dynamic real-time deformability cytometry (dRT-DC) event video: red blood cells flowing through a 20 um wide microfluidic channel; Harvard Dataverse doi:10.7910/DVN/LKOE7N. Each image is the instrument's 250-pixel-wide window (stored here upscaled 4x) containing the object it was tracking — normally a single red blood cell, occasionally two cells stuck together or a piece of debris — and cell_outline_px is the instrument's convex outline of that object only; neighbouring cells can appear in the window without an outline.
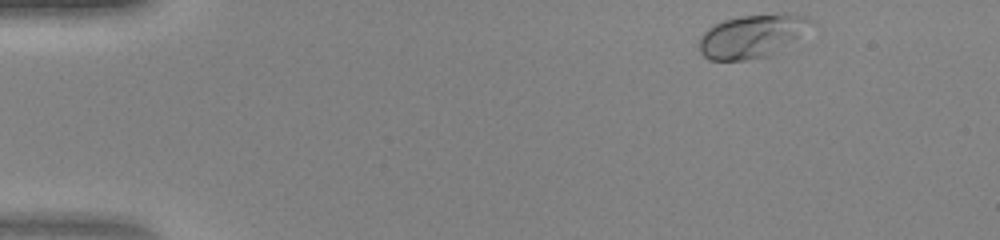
{"species": "human", "species_latin": "Homo sapiens", "temperature_condition": "warm", "stored_images_in_passage": 42, "camera_frame_rate_fps": 3000, "um_per_image_px": 0.085, "donor": {"sex": "female"}, "frame": {"image": 1, "passage_image": 1, "time_ms": 0.0, "image_size_px": [1000, 240], "cell_outline_px": [[816, 24], [768, 56], [748, 60], [708, 60], [700, 52], [700, 36], [712, 24], [724, 20], [740, 16], [784, 12], [788, 12], [808, 16]], "centroid_in_image_um": [63.92, 3.03], "position_along_channel_um": 21.1, "area_um2": 28.26}}
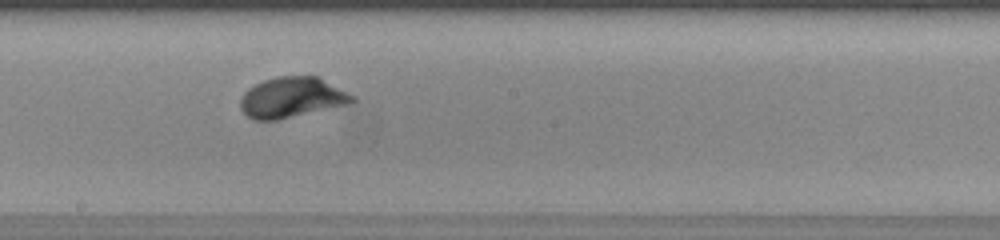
{"frame": {"image": 2, "passage_image": 22, "time_ms": 7.0, "image_size_px": [1000, 240], "cell_outline_px": [[356, 100], [348, 104], [280, 120], [252, 120], [240, 108], [240, 96], [248, 88], [264, 80], [280, 76], [320, 76], [356, 96]], "centroid_in_image_um": [24.83, 8.28], "position_along_channel_um": 223.4, "area_um2": 26.7}}
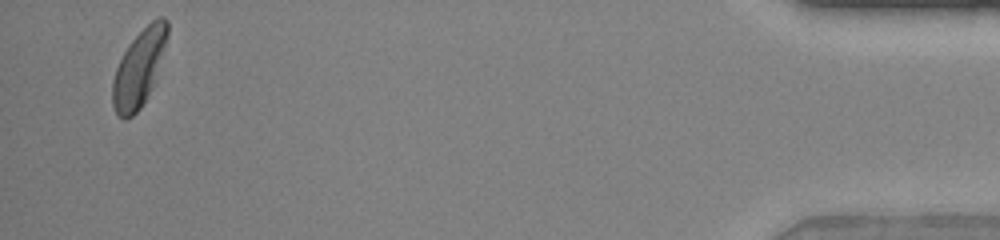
{"frame": {"image": 3, "passage_image": 41, "time_ms": 13.333, "image_size_px": [1000, 240], "cell_outline_px": [[168, 36], [152, 84], [140, 108], [132, 116], [124, 120], [116, 116], [112, 104], [112, 80], [116, 68], [124, 52], [132, 40], [156, 16], [164, 16], [168, 20]], "centroid_in_image_um": [11.78, 5.79], "position_along_channel_um": 423.4, "area_um2": 23.99}}